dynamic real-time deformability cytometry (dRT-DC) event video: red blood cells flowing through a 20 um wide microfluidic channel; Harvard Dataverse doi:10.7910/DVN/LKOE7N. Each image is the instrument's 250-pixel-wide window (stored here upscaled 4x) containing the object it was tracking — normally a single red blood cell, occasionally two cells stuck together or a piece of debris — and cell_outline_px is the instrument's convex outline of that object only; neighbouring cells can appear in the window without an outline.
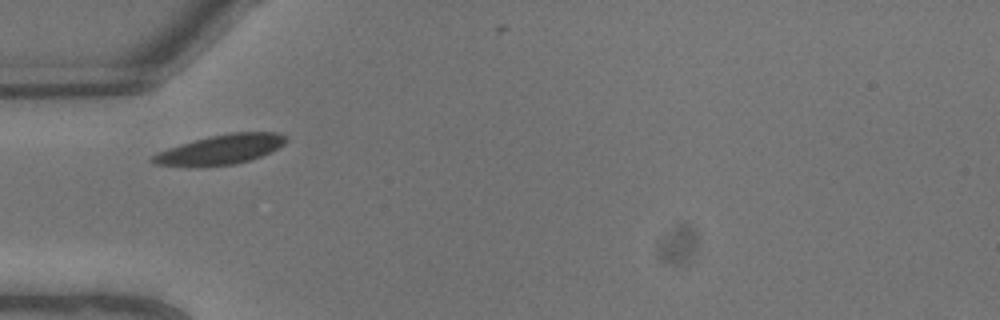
{"species": "common noctule bat (a hibernating species)", "species_latin": "Nyctalus noctula", "temperature_condition": "warm", "stored_images_in_passage": 3, "camera_frame_rate_fps": 3000, "um_per_image_px": 0.085, "animal": {"sex": "male", "body_mass_g": 13.3}, "frame": {"image": 1, "passage_image": 1, "time_ms": 0.0, "image_size_px": [1000, 320], "cell_outline_px": [[288, 140], [284, 144], [260, 156], [236, 164], [152, 164], [148, 160], [152, 156], [168, 148], [180, 144], [212, 136], [232, 132], [276, 132], [288, 136]], "centroid_in_image_um": [18.82, 12.66], "position_along_channel_um": 66.2, "area_um2": 21.96}}